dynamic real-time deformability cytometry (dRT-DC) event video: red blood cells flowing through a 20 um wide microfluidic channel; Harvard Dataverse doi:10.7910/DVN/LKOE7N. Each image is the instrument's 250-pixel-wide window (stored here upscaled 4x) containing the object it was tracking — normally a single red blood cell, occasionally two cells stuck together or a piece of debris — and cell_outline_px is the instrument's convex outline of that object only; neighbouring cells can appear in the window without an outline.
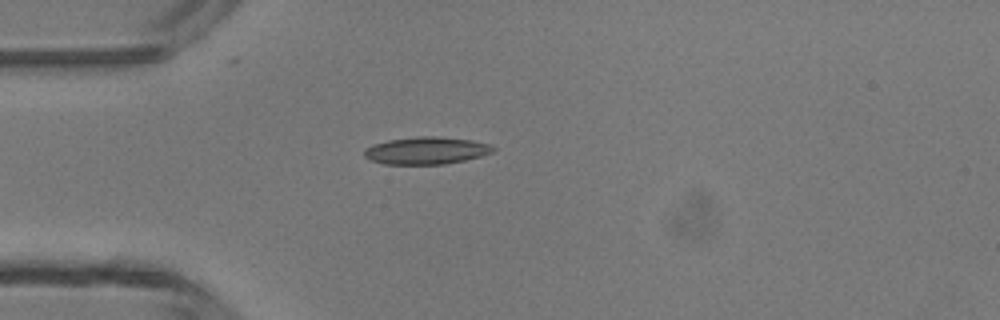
{"species": "common noctule bat (a hibernating species)", "species_latin": "Nyctalus noctula", "temperature_condition": "room temperature", "stored_images_in_passage": 1, "camera_frame_rate_fps": 3000, "um_per_image_px": 0.085, "animal": {"sex": "male", "body_mass_g": 13.3}, "frame": {"image": 1, "passage_image": 1, "time_ms": 0.0, "image_size_px": [1000, 320], "cell_outline_px": [[496, 148], [492, 152], [480, 156], [464, 160], [444, 164], [384, 164], [372, 160], [364, 156], [364, 148], [372, 144], [388, 140], [416, 136], [436, 136], [472, 140], [488, 144]], "centroid_in_image_um": [36.2, 12.79], "position_along_channel_um": 48.8, "area_um2": 20.46}}